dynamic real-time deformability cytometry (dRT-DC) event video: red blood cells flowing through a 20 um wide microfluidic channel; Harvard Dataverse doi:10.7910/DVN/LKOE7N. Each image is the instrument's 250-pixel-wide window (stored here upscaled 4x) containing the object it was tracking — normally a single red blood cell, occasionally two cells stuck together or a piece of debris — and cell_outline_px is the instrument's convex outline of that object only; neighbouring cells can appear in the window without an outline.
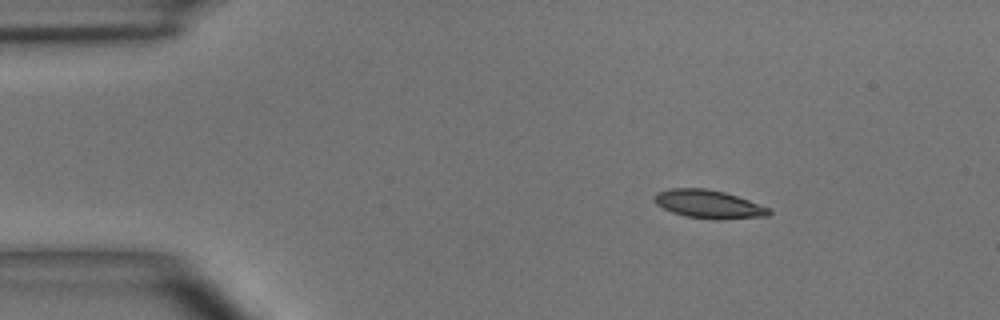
{"species": "common noctule bat (a hibernating species)", "species_latin": "Nyctalus noctula", "temperature_condition": "room temperature", "stored_images_in_passage": 3, "camera_frame_rate_fps": 3000, "um_per_image_px": 0.085, "animal": {"sex": "male", "body_mass_g": 15.6}, "frame": {"image": 1, "passage_image": 1, "time_ms": 0.0, "image_size_px": [1000, 320], "cell_outline_px": [[772, 212], [768, 216], [684, 216], [672, 212], [656, 204], [652, 200], [656, 192], [668, 188], [704, 188], [724, 192], [772, 208]], "centroid_in_image_um": [60.14, 17.28], "position_along_channel_um": 24.9, "area_um2": 17.86}}
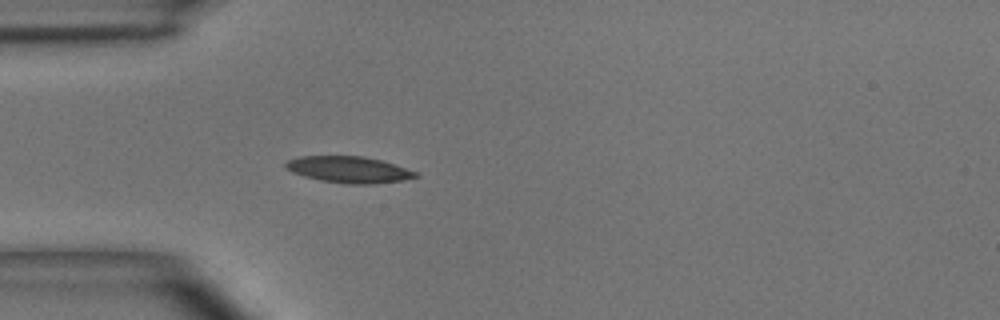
{"frame": {"image": 2, "passage_image": 3, "time_ms": 2.333, "image_size_px": [1000, 320], "cell_outline_px": [[420, 176], [400, 180], [372, 184], [352, 184], [320, 180], [304, 176], [292, 172], [284, 168], [284, 164], [288, 160], [300, 156], [364, 156], [380, 160], [416, 172]], "centroid_in_image_um": [29.59, 14.41], "position_along_channel_um": 55.4, "area_um2": 19.71}}